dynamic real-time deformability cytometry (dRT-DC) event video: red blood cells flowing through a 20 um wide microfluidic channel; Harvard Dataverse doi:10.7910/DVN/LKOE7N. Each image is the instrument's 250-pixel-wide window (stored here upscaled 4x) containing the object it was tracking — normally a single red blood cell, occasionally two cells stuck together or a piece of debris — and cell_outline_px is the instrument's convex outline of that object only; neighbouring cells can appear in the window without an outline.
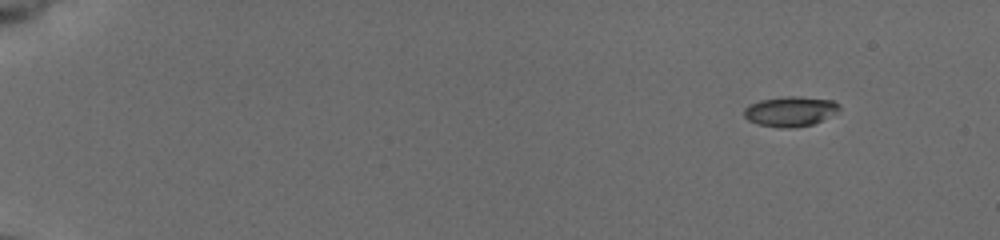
{"species": "common noctule bat (a hibernating species)", "species_latin": "Nyctalus noctula", "temperature_condition": "cold", "stored_images_in_passage": 43, "camera_frame_rate_fps": 3000, "um_per_image_px": 0.085, "animal": {"sex": "female", "body_mass_g": 19.5, "forearm_length_mm": 54.1}, "frame": {"image": 1, "passage_image": 1, "time_ms": 0.0, "image_size_px": [1000, 240], "cell_outline_px": [[840, 108], [836, 112], [812, 124], [756, 124], [748, 120], [744, 116], [744, 108], [748, 104], [760, 100], [788, 96], [796, 96], [832, 100], [840, 104]], "centroid_in_image_um": [67.15, 9.39], "position_along_channel_um": 17.8, "area_um2": 15.61}}
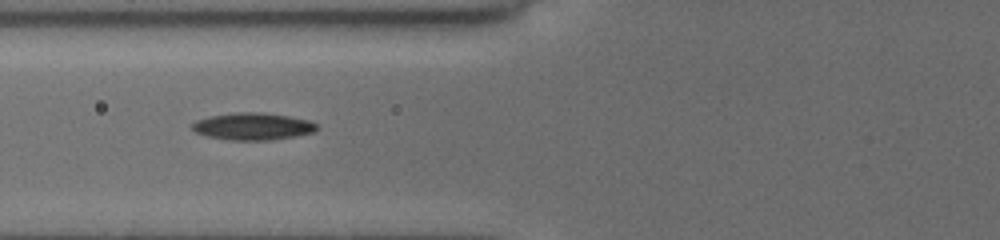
{"frame": {"image": 2, "passage_image": 28, "time_ms": 6.333, "image_size_px": [1000, 240], "cell_outline_px": [[316, 128], [312, 132], [296, 136], [272, 140], [228, 140], [208, 136], [196, 132], [192, 128], [192, 124], [196, 120], [208, 116], [236, 112], [264, 112], [288, 116], [308, 120], [316, 124]], "centroid_in_image_um": [21.46, 10.74], "position_along_channel_um": 104.3, "area_um2": 19.65}}
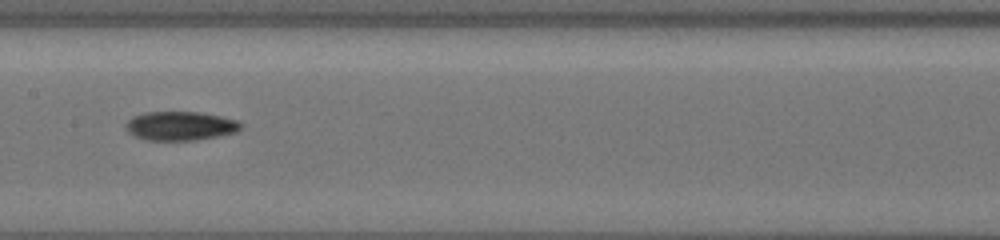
{"frame": {"image": 3, "passage_image": 42, "time_ms": 8.667, "image_size_px": [1000, 240], "cell_outline_px": [[240, 128], [236, 132], [220, 136], [196, 140], [144, 140], [128, 132], [124, 124], [132, 116], [144, 112], [200, 112], [220, 116], [236, 120], [240, 124]], "centroid_in_image_um": [15.29, 10.7], "position_along_channel_um": 192.1, "area_um2": 19.42}}